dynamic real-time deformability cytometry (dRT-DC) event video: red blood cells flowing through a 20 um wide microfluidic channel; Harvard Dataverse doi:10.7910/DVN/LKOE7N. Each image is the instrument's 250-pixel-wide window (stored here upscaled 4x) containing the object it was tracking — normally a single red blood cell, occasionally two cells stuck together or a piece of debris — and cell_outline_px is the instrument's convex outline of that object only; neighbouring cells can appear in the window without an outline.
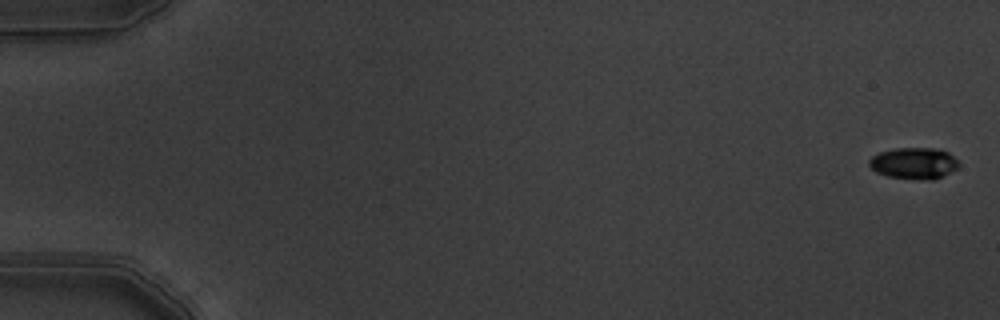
{"species": "common noctule bat (a hibernating species)", "species_latin": "Nyctalus noctula", "temperature_condition": "warm", "stored_images_in_passage": 6, "camera_frame_rate_fps": 3000, "um_per_image_px": 0.085, "animal": {"sex": "male", "body_mass_g": 19.5, "forearm_length_mm": 54.6}, "frame": {"image": 1, "passage_image": 1, "time_ms": 0.0, "image_size_px": [1000, 320], "cell_outline_px": [[960, 164], [956, 168], [932, 180], [924, 180], [888, 176], [876, 172], [868, 164], [868, 160], [872, 156], [880, 152], [896, 148], [936, 148], [948, 152]], "centroid_in_image_um": [77.65, 13.86], "position_along_channel_um": 7.4, "area_um2": 16.18}}
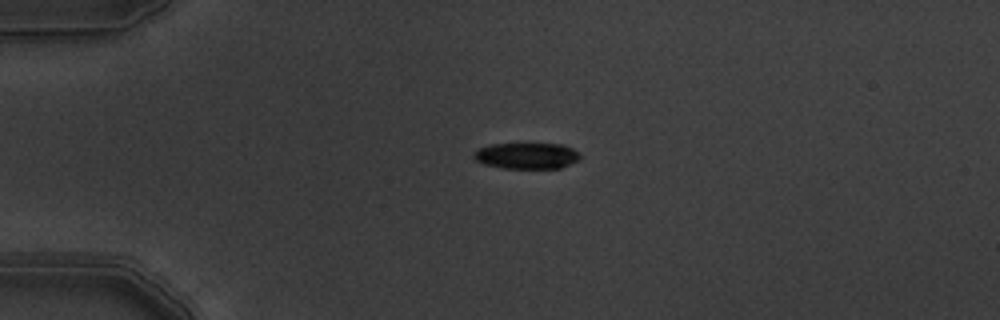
{"frame": {"image": 2, "passage_image": 5, "time_ms": 1.333, "image_size_px": [1000, 320], "cell_outline_px": [[580, 156], [576, 160], [560, 168], [504, 168], [484, 164], [476, 160], [472, 156], [472, 152], [476, 148], [488, 144], [564, 144], [572, 148]], "centroid_in_image_um": [44.68, 13.23], "position_along_channel_um": 40.3, "area_um2": 16.13}}